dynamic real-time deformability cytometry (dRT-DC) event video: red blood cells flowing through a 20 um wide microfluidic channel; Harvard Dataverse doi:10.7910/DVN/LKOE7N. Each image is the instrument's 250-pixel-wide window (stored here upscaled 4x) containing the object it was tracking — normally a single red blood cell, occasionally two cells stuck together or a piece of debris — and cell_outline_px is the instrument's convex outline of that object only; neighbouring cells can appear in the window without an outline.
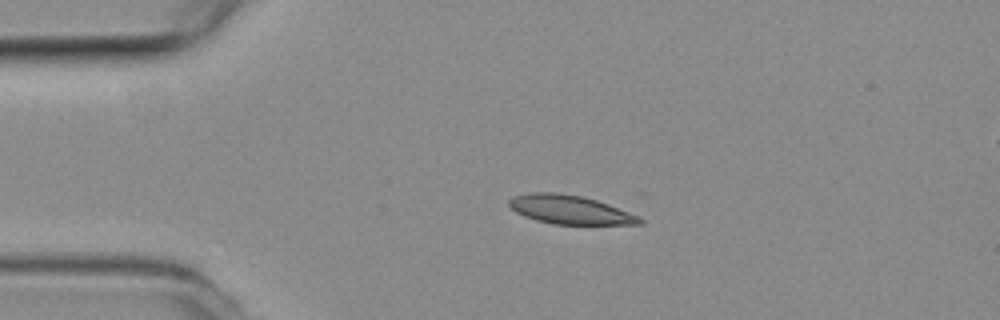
{"species": "common noctule bat (a hibernating species)", "species_latin": "Nyctalus noctula", "temperature_condition": "room temperature", "stored_images_in_passage": 4, "camera_frame_rate_fps": 3000, "um_per_image_px": 0.085, "animal": {"sex": "female", "body_mass_g": 19.3, "forearm_length_mm": 54.1}, "frame": {"image": 1, "passage_image": 2, "time_ms": 0.333, "image_size_px": [1000, 320], "cell_outline_px": [[644, 224], [552, 224], [536, 220], [524, 216], [516, 212], [508, 204], [508, 200], [512, 196], [528, 192], [552, 192], [580, 196], [596, 200], [608, 204], [628, 212], [644, 220]], "centroid_in_image_um": [48.38, 17.82], "position_along_channel_um": 36.6, "area_um2": 21.73}}